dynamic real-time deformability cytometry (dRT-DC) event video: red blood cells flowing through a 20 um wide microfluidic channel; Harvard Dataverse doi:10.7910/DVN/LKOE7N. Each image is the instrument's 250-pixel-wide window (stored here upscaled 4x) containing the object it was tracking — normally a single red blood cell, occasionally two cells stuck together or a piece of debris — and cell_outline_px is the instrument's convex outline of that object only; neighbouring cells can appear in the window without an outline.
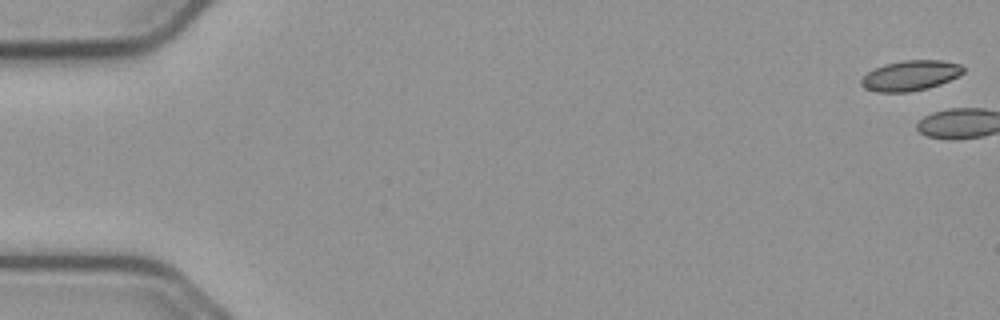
{"species": "common noctule bat (a hibernating species)", "species_latin": "Nyctalus noctula", "temperature_condition": "cold", "stored_images_in_passage": 3, "camera_frame_rate_fps": 3000, "um_per_image_px": 0.085, "animal": {"sex": "male", "body_mass_g": 23.1, "forearm_length_mm": 52.7}, "frame": {"image": 1, "passage_image": 1, "time_ms": 0.0, "image_size_px": [1000, 320], "cell_outline_px": [[964, 72], [960, 76], [940, 84], [928, 88], [908, 92], [876, 92], [864, 88], [860, 84], [860, 80], [868, 72], [884, 64], [904, 60], [940, 60], [960, 64], [964, 68]], "centroid_in_image_um": [77.39, 6.42], "position_along_channel_um": 7.6, "area_um2": 18.03}}